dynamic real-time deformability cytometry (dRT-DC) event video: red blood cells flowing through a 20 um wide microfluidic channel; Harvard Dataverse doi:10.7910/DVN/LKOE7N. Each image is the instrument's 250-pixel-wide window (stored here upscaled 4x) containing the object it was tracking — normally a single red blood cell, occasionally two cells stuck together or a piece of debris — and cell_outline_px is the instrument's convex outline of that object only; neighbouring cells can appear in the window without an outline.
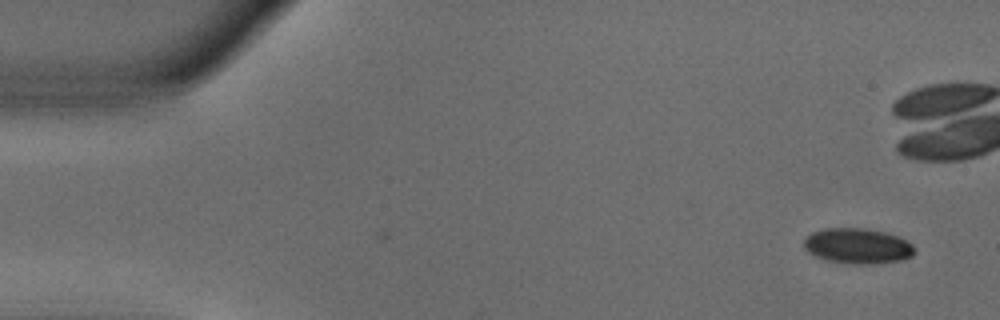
{"species": "common noctule bat (a hibernating species)", "species_latin": "Nyctalus noctula", "temperature_condition": "warm", "stored_images_in_passage": 8, "camera_frame_rate_fps": 3000, "um_per_image_px": 0.085, "animal": {"sex": "male", "body_mass_g": 18.8}, "frame": {"image": 1, "passage_image": 8, "time_ms": 2.333, "image_size_px": [1000, 320], "cell_outline_px": [[916, 252], [912, 256], [904, 260], [872, 264], [852, 264], [824, 260], [808, 252], [804, 248], [804, 240], [812, 232], [824, 228], [864, 228], [884, 232], [908, 240], [916, 248]], "centroid_in_image_um": [72.93, 20.92], "position_along_channel_um": 12.1, "area_um2": 23.06}}